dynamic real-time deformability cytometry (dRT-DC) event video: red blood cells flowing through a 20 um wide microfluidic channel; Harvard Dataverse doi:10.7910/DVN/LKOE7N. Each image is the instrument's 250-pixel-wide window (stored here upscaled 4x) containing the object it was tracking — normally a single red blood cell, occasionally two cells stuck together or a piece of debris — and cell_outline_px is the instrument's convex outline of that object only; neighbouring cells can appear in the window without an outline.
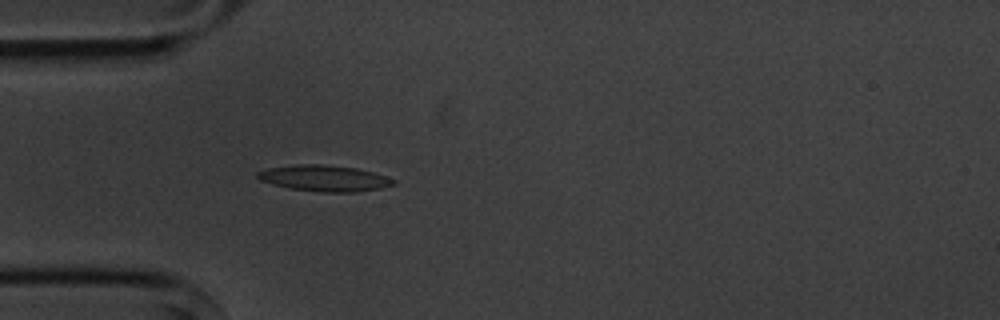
{"species": "common noctule bat (a hibernating species)", "species_latin": "Nyctalus noctula", "temperature_condition": "cold", "stored_images_in_passage": 4, "camera_frame_rate_fps": 3000, "um_per_image_px": 0.085, "animal": {"sex": "male", "body_mass_g": 20.1, "forearm_length_mm": 53.5}, "frame": {"image": 1, "passage_image": 4, "time_ms": 3.333, "image_size_px": [1000, 320], "cell_outline_px": [[396, 184], [380, 188], [356, 192], [324, 192], [288, 188], [260, 180], [256, 176], [256, 172], [268, 168], [296, 164], [320, 164], [356, 168], [372, 172], [396, 180]], "centroid_in_image_um": [27.56, 15.15], "position_along_channel_um": 57.4, "area_um2": 20.52}}